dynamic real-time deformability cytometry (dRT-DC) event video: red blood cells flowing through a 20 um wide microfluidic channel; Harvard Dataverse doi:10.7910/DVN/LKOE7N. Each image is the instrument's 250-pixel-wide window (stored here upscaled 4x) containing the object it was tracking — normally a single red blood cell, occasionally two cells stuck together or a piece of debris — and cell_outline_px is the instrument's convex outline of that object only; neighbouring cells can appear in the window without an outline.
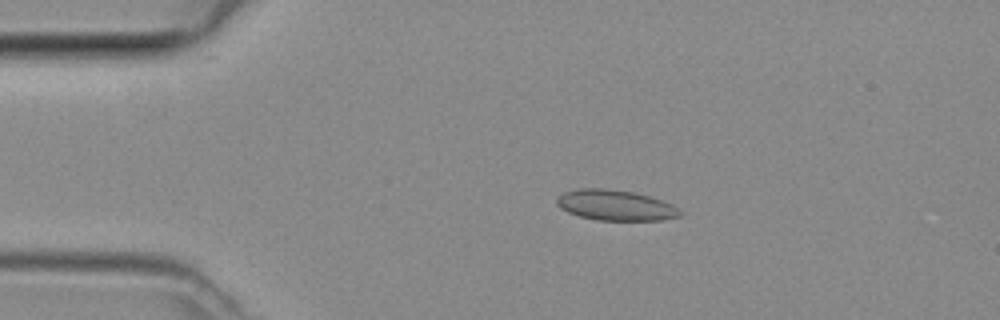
{"species": "common noctule bat (a hibernating species)", "species_latin": "Nyctalus noctula", "temperature_condition": "room temperature", "stored_images_in_passage": 2, "camera_frame_rate_fps": 3000, "um_per_image_px": 0.085, "animal": {"sex": "female", "body_mass_g": 29.2, "forearm_length_mm": 56.3}, "frame": {"image": 1, "passage_image": 1, "time_ms": 0.0, "image_size_px": [1000, 320], "cell_outline_px": [[684, 212], [680, 216], [664, 220], [596, 220], [580, 216], [568, 212], [560, 208], [556, 204], [556, 200], [564, 192], [576, 188], [608, 188], [632, 192], [648, 196], [672, 204]], "centroid_in_image_um": [52.31, 17.44], "position_along_channel_um": 32.7, "area_um2": 21.96}}